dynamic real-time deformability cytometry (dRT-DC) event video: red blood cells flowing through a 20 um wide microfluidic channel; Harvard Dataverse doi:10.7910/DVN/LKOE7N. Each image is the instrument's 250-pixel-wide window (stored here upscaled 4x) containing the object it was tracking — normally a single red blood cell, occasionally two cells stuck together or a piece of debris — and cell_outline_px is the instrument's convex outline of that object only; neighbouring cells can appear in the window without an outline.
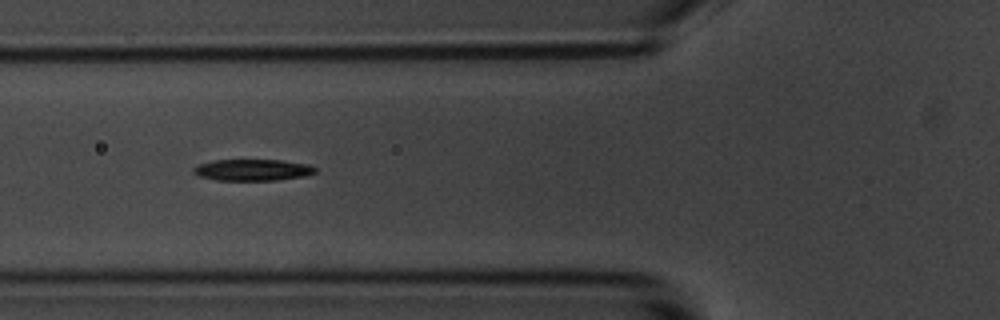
{"species": "common noctule bat (a hibernating species)", "species_latin": "Nyctalus noctula", "temperature_condition": "room temperature", "stored_images_in_passage": 12, "camera_frame_rate_fps": 3000, "um_per_image_px": 0.085, "animal": {"sex": "male", "body_mass_g": 20.1, "forearm_length_mm": 53.5}, "frame": {"image": 1, "passage_image": 3, "time_ms": 2.333, "image_size_px": [1000, 320], "cell_outline_px": [[316, 172], [304, 176], [276, 180], [216, 180], [200, 176], [192, 172], [192, 168], [196, 164], [212, 160], [280, 160], [308, 164], [316, 168]], "centroid_in_image_um": [21.42, 14.44], "position_along_channel_um": 104.4, "area_um2": 15.26}}
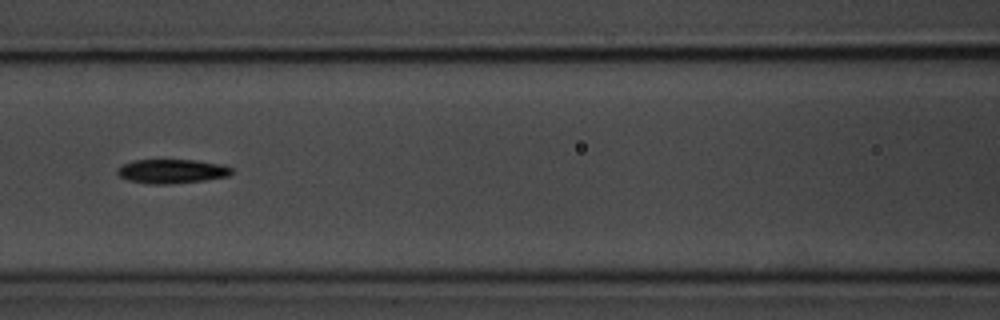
{"frame": {"image": 2, "passage_image": 4, "time_ms": 3.667, "image_size_px": [1000, 320], "cell_outline_px": [[232, 172], [228, 176], [204, 180], [168, 184], [152, 184], [128, 180], [120, 176], [116, 172], [116, 168], [132, 160], [196, 160], [220, 164], [232, 168]], "centroid_in_image_um": [14.58, 14.55], "position_along_channel_um": 152.0, "area_um2": 15.95}}
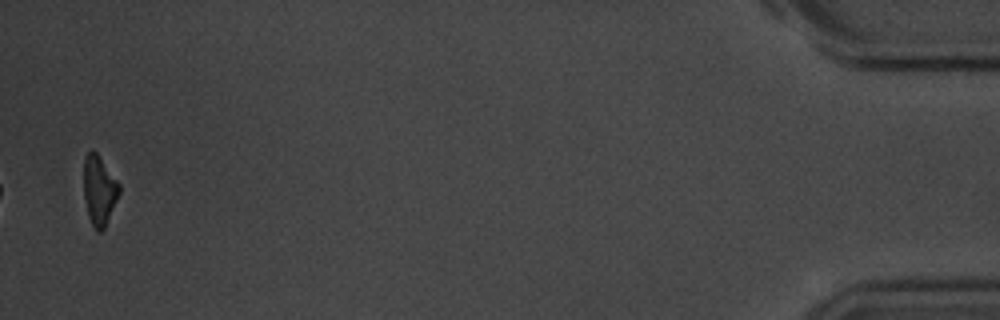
{"frame": {"image": 3, "passage_image": 12, "time_ms": 14.0, "image_size_px": [1000, 320], "cell_outline_px": [[120, 192], [104, 228], [100, 232], [96, 232], [88, 216], [84, 196], [84, 156], [92, 148], [96, 152], [120, 184]], "centroid_in_image_um": [8.42, 16.16], "position_along_channel_um": 426.8, "area_um2": 14.28}, "authors_computed_cell_mechanics": {"area_um2": 15.4037, "velocity_mm_per_s": 3.5313, "shape_relaxation_time_tau1_ms": 2.2153, "shape_relaxation_time_tau2_ms": 7.4676, "deformation_change_tau1": 0.1164, "deformation_change_tau2": 0.1572}}